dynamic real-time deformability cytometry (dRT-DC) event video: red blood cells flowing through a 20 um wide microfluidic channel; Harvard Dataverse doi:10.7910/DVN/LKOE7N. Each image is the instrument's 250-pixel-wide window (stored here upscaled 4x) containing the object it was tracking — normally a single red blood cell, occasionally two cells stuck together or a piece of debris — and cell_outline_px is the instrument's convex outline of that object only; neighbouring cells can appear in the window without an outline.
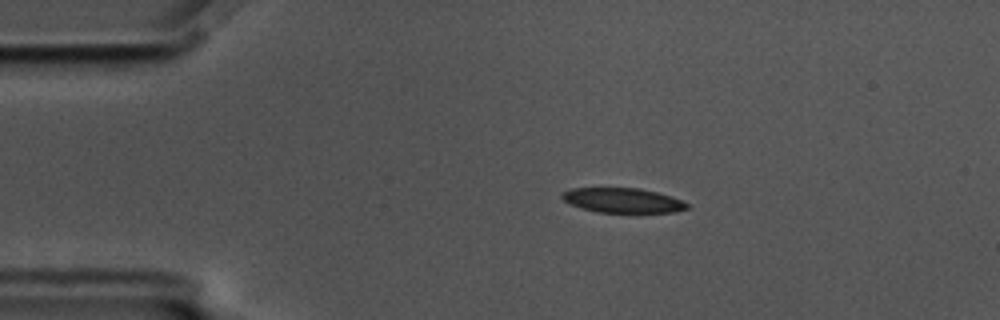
{"species": "common noctule bat (a hibernating species)", "species_latin": "Nyctalus noctula", "temperature_condition": "cold", "stored_images_in_passage": 57, "camera_frame_rate_fps": 3000, "um_per_image_px": 0.085, "animal": {"sex": "male", "body_mass_g": 17.5, "forearm_length_mm": 52.3}, "frame": {"image": 1, "passage_image": 10, "time_ms": 3.0, "image_size_px": [1000, 320], "cell_outline_px": [[692, 208], [676, 212], [596, 212], [580, 208], [568, 204], [560, 196], [564, 192], [572, 188], [640, 188], [672, 196], [688, 204]], "centroid_in_image_um": [52.94, 17.03], "position_along_channel_um": 32.1, "area_um2": 18.09}}
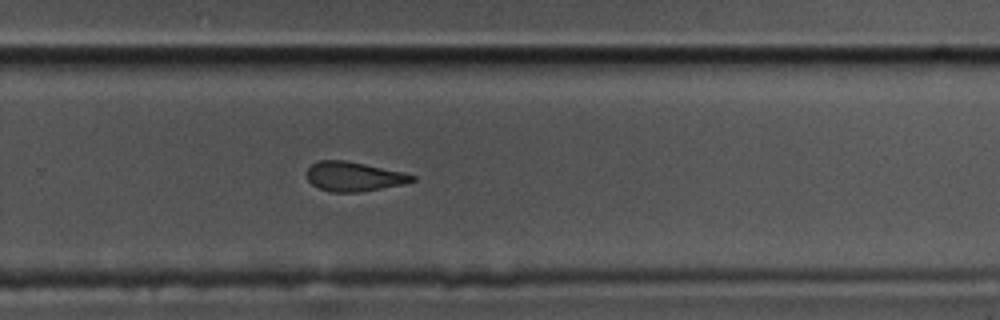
{"frame": {"image": 2, "passage_image": 37, "time_ms": 12.0, "image_size_px": [1000, 320], "cell_outline_px": [[416, 180], [404, 184], [360, 192], [332, 192], [320, 188], [312, 184], [308, 180], [308, 168], [312, 164], [320, 160], [344, 160], [404, 172], [416, 176]], "centroid_in_image_um": [30.1, 15.0], "position_along_channel_um": 299.7, "area_um2": 17.92}}
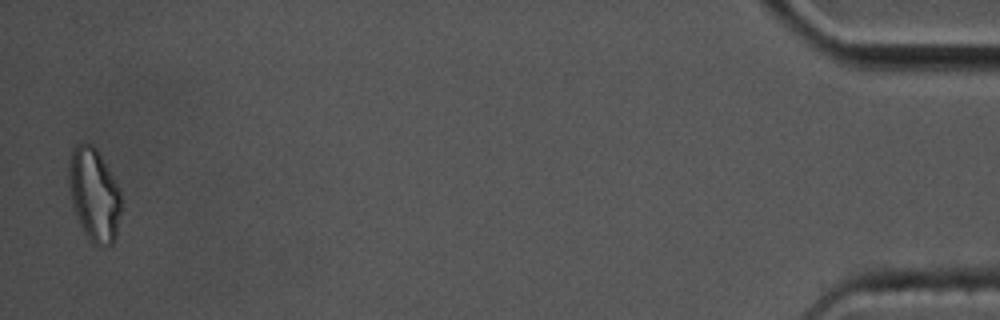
{"frame": {"image": 3, "passage_image": 56, "time_ms": 18.333, "image_size_px": [1000, 320], "cell_outline_px": [[120, 212], [116, 236], [112, 244], [100, 248], [88, 240], [76, 216], [72, 204], [68, 184], [68, 172], [72, 144], [92, 144], [96, 148], [112, 176], [120, 192]], "centroid_in_image_um": [7.97, 16.57], "position_along_channel_um": 427.2, "area_um2": 28.38}, "authors_computed_cell_mechanics": {"area_um2": 19.3052, "velocity_mm_per_s": 3.4547, "shape_relaxation_time_tau1_ms": 4.4999, "shape_relaxation_time_tau2_ms": 3.7952, "deformation_change_tau1": 0.126, "deformation_change_tau2": 0.1224}}